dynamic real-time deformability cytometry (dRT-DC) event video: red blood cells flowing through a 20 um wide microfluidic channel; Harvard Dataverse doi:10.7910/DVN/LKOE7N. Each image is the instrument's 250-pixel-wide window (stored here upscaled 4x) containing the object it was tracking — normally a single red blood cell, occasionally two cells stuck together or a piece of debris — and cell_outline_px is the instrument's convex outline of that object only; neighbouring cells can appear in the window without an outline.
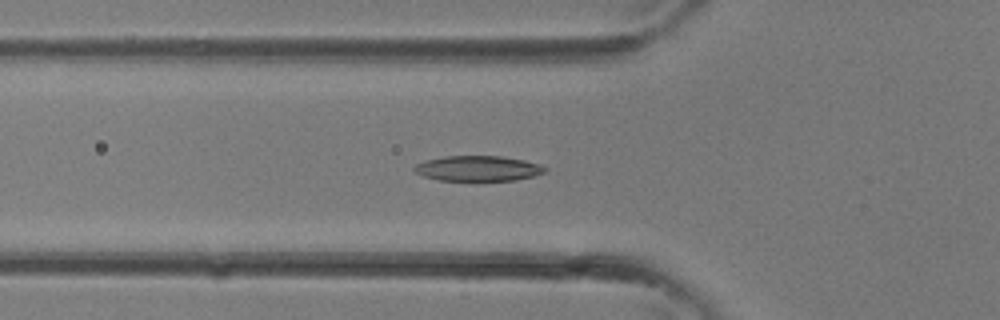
{"species": "common noctule bat (a hibernating species)", "species_latin": "Nyctalus noctula", "temperature_condition": "room temperature", "stored_images_in_passage": 34, "segment_of_instrument_passage": [1, 2], "camera_frame_rate_fps": 3000, "um_per_image_px": 0.085, "animal": {"sex": "female"}, "frame": {"image": 1, "passage_image": 11, "time_ms": 3.333, "image_size_px": [1000, 320], "cell_outline_px": [[548, 172], [516, 180], [440, 180], [424, 176], [416, 172], [412, 168], [416, 164], [428, 160], [444, 156], [500, 156], [524, 160], [540, 164], [548, 168]], "centroid_in_image_um": [40.68, 14.31], "position_along_channel_um": 85.1, "area_um2": 19.13}}
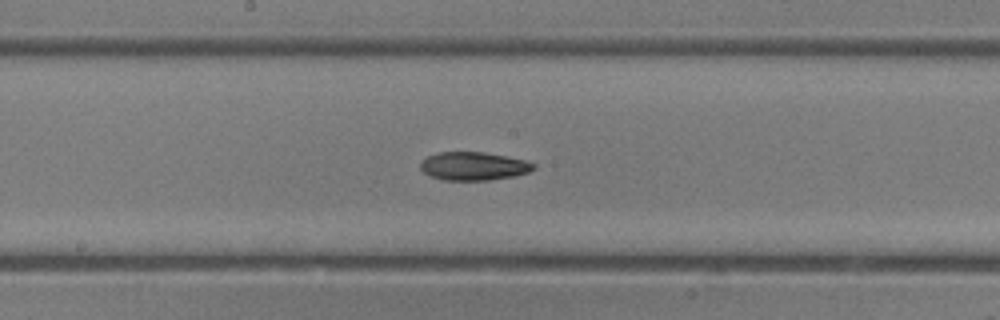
{"frame": {"image": 2, "passage_image": 17, "time_ms": 5.333, "image_size_px": [1000, 320], "cell_outline_px": [[536, 168], [528, 172], [516, 176], [488, 180], [444, 180], [432, 176], [424, 172], [420, 168], [420, 164], [428, 156], [436, 152], [484, 152], [508, 156], [524, 160], [536, 164]], "centroid_in_image_um": [40.29, 14.12], "position_along_channel_um": 207.9, "area_um2": 18.67}}
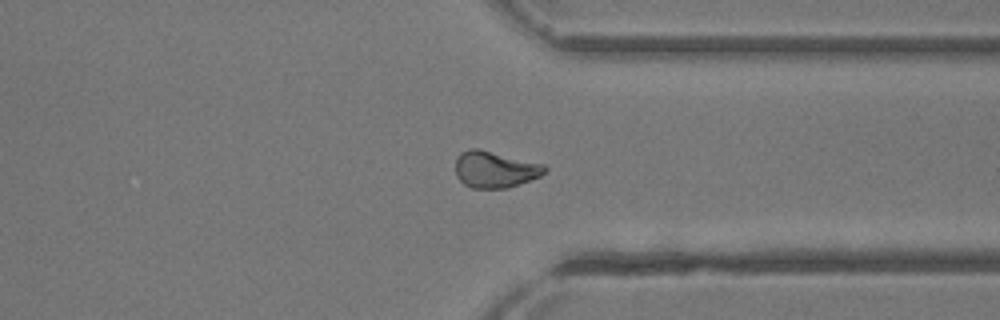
{"frame": {"image": 3, "passage_image": 25, "time_ms": 8.0, "image_size_px": [1000, 320], "cell_outline_px": [[548, 168], [540, 176], [508, 188], [472, 188], [464, 184], [456, 176], [456, 156], [460, 152], [468, 148], [480, 148], [544, 164]], "centroid_in_image_um": [42.05, 14.38], "position_along_channel_um": 369.4, "area_um2": 19.19}}